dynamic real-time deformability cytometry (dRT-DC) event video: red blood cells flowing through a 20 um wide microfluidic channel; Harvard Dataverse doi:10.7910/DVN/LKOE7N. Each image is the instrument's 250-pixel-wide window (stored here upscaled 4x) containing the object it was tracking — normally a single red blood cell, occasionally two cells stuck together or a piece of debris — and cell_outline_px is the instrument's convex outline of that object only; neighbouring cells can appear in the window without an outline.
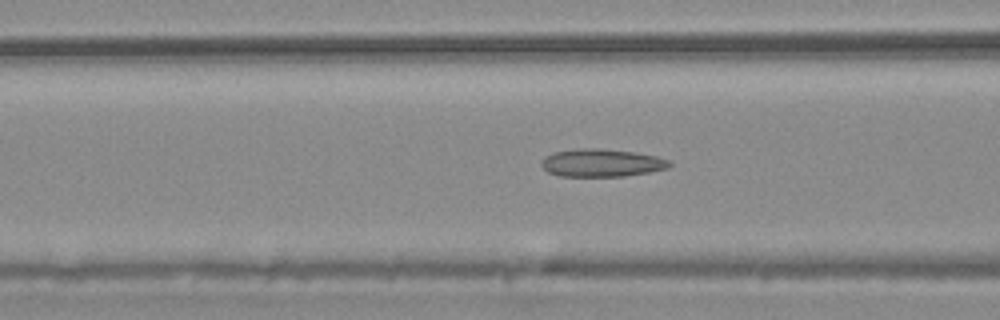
{"species": "common noctule bat (a hibernating species)", "species_latin": "Nyctalus noctula", "temperature_condition": "warm", "stored_images_in_passage": 47, "camera_frame_rate_fps": 3000, "um_per_image_px": 0.085, "animal": {"sex": "male", "body_mass_g": 20.4}, "frame": {"image": 1, "passage_image": 14, "time_ms": 4.333, "image_size_px": [1000, 320], "cell_outline_px": [[672, 164], [668, 168], [648, 172], [624, 176], [560, 176], [548, 172], [540, 164], [544, 156], [552, 152], [576, 148], [600, 148], [632, 152], [656, 156], [668, 160]], "centroid_in_image_um": [51.09, 13.83], "position_along_channel_um": 115.5, "area_um2": 20.75}}
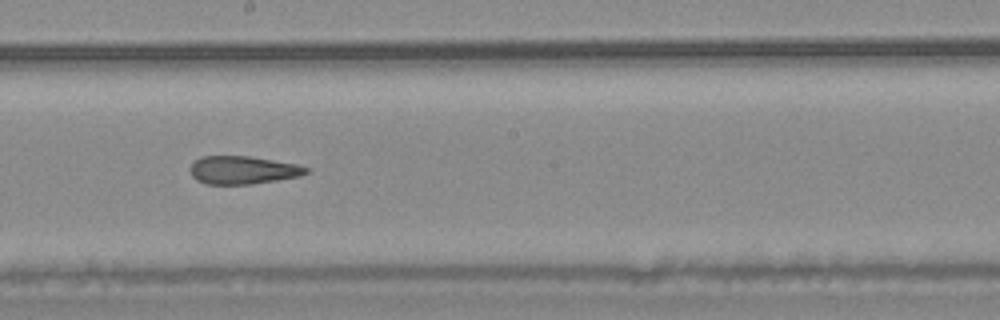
{"frame": {"image": 2, "passage_image": 23, "time_ms": 7.333, "image_size_px": [1000, 320], "cell_outline_px": [[308, 172], [300, 176], [276, 180], [248, 184], [204, 184], [196, 180], [192, 176], [188, 168], [200, 156], [248, 156], [296, 164], [308, 168]], "centroid_in_image_um": [20.58, 14.45], "position_along_channel_um": 227.6, "area_um2": 18.84}}
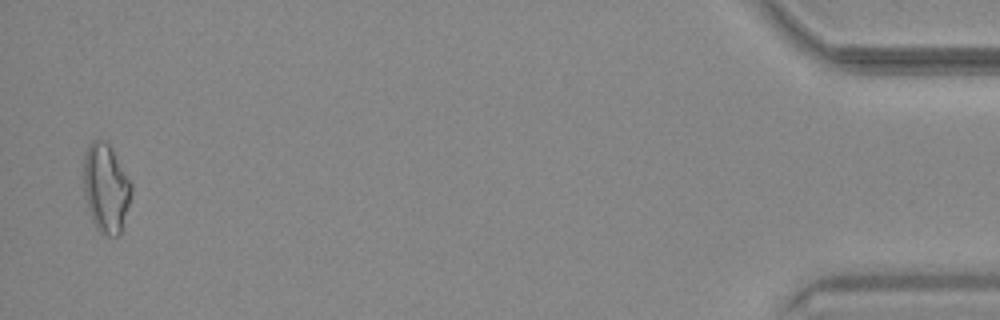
{"frame": {"image": 3, "passage_image": 46, "time_ms": 15.0, "image_size_px": [1000, 320], "cell_outline_px": [[132, 192], [120, 236], [108, 236], [100, 232], [96, 228], [92, 220], [84, 196], [84, 156], [88, 144], [92, 140], [104, 140], [112, 148], [132, 184]], "centroid_in_image_um": [9.0, 15.99], "position_along_channel_um": 426.2, "area_um2": 24.8}, "authors_computed_cell_mechanics": {"area_um2": 20.4034, "velocity_mm_per_s": 3.7307, "shape_relaxation_time_tau1_ms": null, "shape_relaxation_time_tau2_ms": 3.381, "deformation_change_tau1": null, "deformation_change_tau2": 0.1229}}